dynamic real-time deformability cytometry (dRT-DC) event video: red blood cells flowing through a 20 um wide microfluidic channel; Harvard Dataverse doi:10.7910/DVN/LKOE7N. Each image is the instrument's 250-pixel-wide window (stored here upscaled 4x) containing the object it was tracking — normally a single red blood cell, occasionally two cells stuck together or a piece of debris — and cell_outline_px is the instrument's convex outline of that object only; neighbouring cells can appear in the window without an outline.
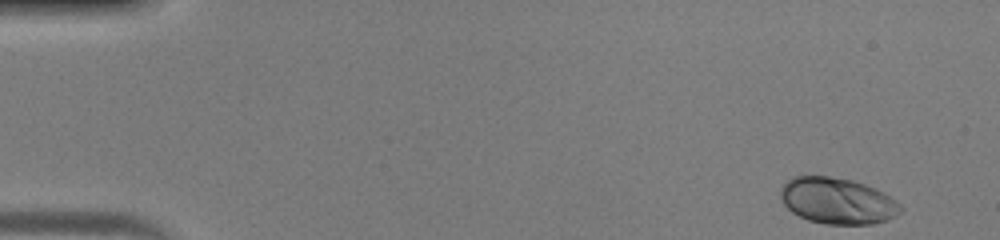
{"species": "human", "species_latin": "Homo sapiens", "temperature_condition": "warm", "stored_images_in_passage": 43, "camera_frame_rate_fps": 3000, "um_per_image_px": 0.085, "donor": {"sex": "male"}, "frame": {"image": 1, "passage_image": 1, "time_ms": 0.0, "image_size_px": [1000, 240], "cell_outline_px": [[904, 212], [888, 220], [872, 224], [824, 224], [808, 220], [792, 212], [784, 204], [780, 196], [780, 188], [792, 176], [828, 176], [852, 180], [876, 188], [884, 192], [896, 200], [904, 208]], "centroid_in_image_um": [71.22, 17.08], "position_along_channel_um": 13.8, "area_um2": 32.66}}
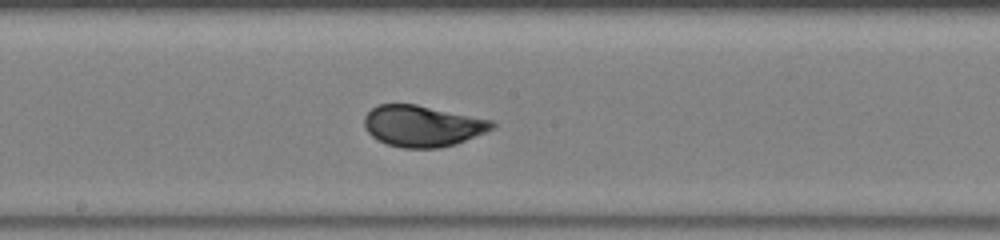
{"frame": {"image": 2, "passage_image": 23, "time_ms": 7.333, "image_size_px": [1000, 240], "cell_outline_px": [[496, 128], [456, 144], [440, 148], [404, 148], [388, 144], [372, 136], [368, 132], [364, 124], [364, 116], [372, 108], [380, 104], [416, 104], [496, 120]], "centroid_in_image_um": [35.98, 10.7], "position_along_channel_um": 212.2, "area_um2": 30.92}}
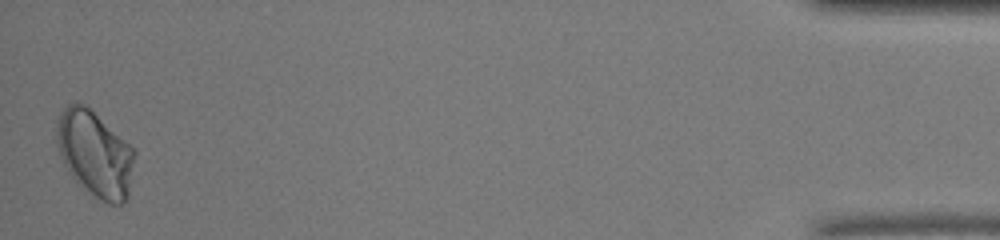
{"frame": {"image": 3, "passage_image": 43, "time_ms": 14.0, "image_size_px": [1000, 240], "cell_outline_px": [[136, 152], [128, 200], [124, 204], [108, 204], [76, 184], [68, 172], [60, 156], [56, 144], [56, 120], [60, 112], [68, 104], [76, 100], [88, 104]], "centroid_in_image_um": [8.04, 13.04], "position_along_channel_um": 427.2, "area_um2": 39.82}}